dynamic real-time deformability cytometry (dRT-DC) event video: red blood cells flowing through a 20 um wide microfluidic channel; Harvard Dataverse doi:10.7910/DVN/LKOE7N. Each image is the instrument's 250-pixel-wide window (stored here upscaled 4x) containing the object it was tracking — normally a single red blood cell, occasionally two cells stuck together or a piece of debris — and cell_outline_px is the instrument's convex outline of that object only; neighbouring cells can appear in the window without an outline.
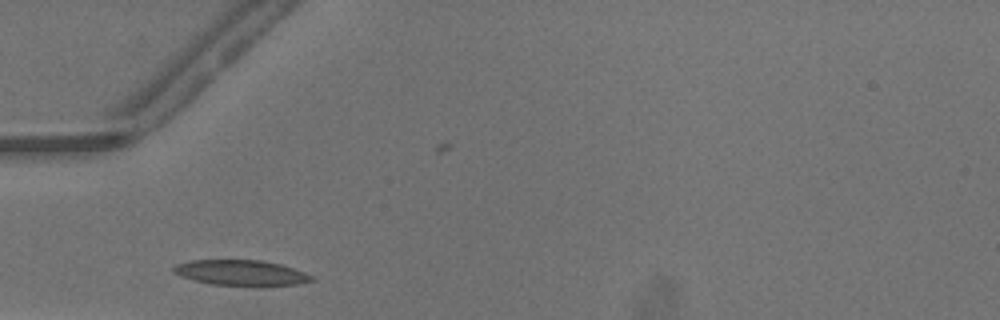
{"species": "common noctule bat (a hibernating species)", "species_latin": "Nyctalus noctula", "temperature_condition": "warm", "stored_images_in_passage": 23, "camera_frame_rate_fps": 3000, "um_per_image_px": 0.085, "animal": {"sex": "male", "body_mass_g": 13.3}, "frame": {"image": 1, "passage_image": 2, "time_ms": 0.333, "image_size_px": [1000, 320], "cell_outline_px": [[316, 280], [296, 284], [260, 288], [212, 284], [196, 280], [172, 272], [172, 268], [176, 264], [192, 260], [260, 260], [280, 264], [304, 272], [312, 276]], "centroid_in_image_um": [20.54, 23.21], "position_along_channel_um": 64.5, "area_um2": 20.87}}
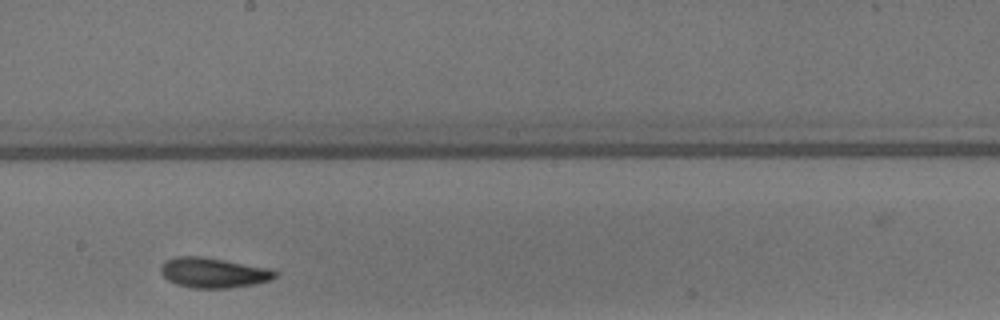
{"frame": {"image": 2, "passage_image": 14, "time_ms": 4.333, "image_size_px": [1000, 320], "cell_outline_px": [[276, 276], [272, 280], [256, 284], [228, 288], [192, 288], [176, 284], [168, 280], [160, 272], [160, 268], [164, 260], [176, 256], [200, 256], [272, 268], [276, 272]], "centroid_in_image_um": [18.14, 23.18], "position_along_channel_um": 230.1, "area_um2": 20.23}}
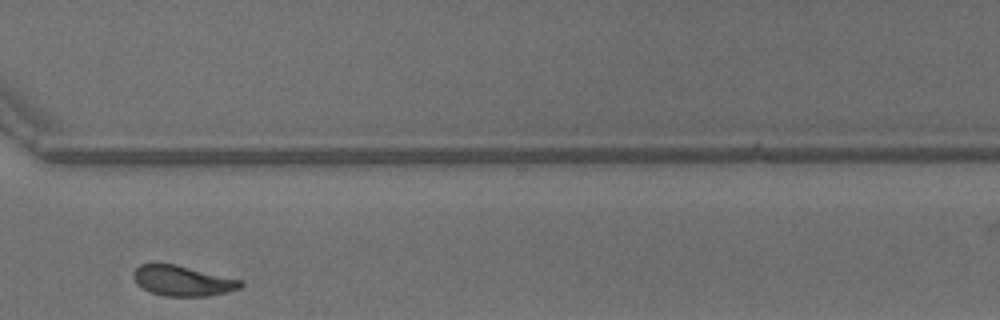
{"frame": {"image": 3, "passage_image": 23, "time_ms": 7.333, "image_size_px": [1000, 320], "cell_outline_px": [[244, 284], [240, 288], [228, 292], [208, 296], [164, 296], [152, 292], [136, 284], [132, 276], [132, 272], [140, 264], [152, 260], [156, 260], [244, 280]], "centroid_in_image_um": [15.48, 23.83], "position_along_channel_um": 355.1, "area_um2": 19.48}}